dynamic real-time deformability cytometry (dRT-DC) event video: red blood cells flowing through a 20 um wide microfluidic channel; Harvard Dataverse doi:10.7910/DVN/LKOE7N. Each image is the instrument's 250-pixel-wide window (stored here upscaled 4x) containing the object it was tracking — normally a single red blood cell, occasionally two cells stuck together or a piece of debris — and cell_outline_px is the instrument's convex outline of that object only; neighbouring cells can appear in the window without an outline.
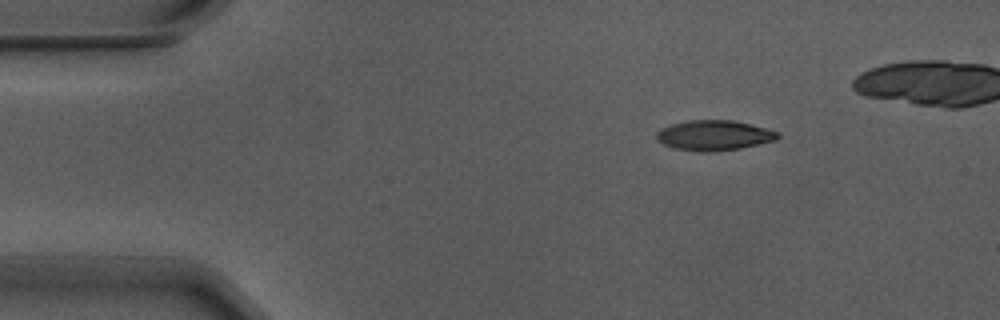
{"species": "Egyptian fruit bat (a non-hibernating species)", "species_latin": "Rousettus aegyptiacus", "temperature_condition": "warm", "stored_images_in_passage": 5, "camera_frame_rate_fps": 3000, "um_per_image_px": 0.085, "animal": {"sex": "male"}, "frame": {"image": 1, "passage_image": 2, "time_ms": 0.333, "image_size_px": [1000, 320], "cell_outline_px": [[780, 136], [776, 140], [740, 148], [712, 152], [704, 152], [676, 148], [664, 144], [656, 140], [656, 132], [660, 128], [672, 124], [688, 120], [732, 120], [752, 124], [780, 132]], "centroid_in_image_um": [60.7, 11.49], "position_along_channel_um": 24.3, "area_um2": 21.33}}